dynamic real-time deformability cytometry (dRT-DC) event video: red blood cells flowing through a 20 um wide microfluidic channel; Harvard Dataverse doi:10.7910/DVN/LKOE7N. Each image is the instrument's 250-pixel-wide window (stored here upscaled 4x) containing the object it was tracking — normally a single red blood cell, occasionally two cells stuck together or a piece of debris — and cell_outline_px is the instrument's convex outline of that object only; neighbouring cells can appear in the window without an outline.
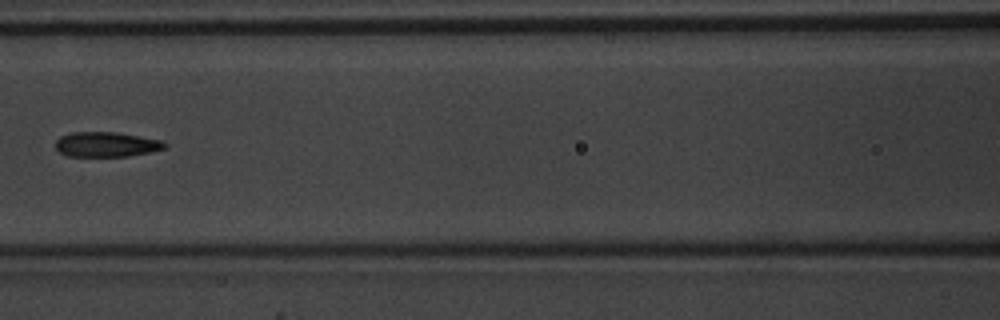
{"species": "common noctule bat (a hibernating species)", "species_latin": "Nyctalus noctula", "temperature_condition": "warm", "stored_images_in_passage": 8, "camera_frame_rate_fps": 3000, "um_per_image_px": 0.085, "animal": {"sex": "male", "body_mass_g": 20.1, "forearm_length_mm": 53.5}, "frame": {"image": 1, "passage_image": 7, "time_ms": 2.0, "image_size_px": [1000, 320], "cell_outline_px": [[168, 148], [152, 152], [128, 156], [68, 156], [60, 152], [56, 148], [56, 140], [60, 136], [72, 132], [116, 132], [164, 140], [168, 144]], "centroid_in_image_um": [9.11, 12.27], "position_along_channel_um": 157.5, "area_um2": 16.07}}
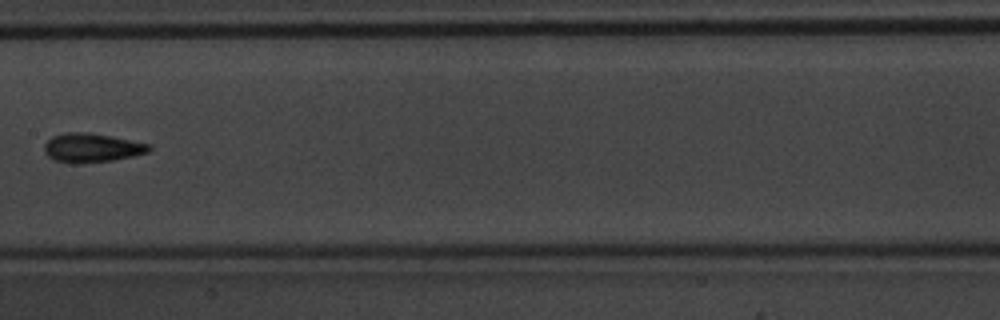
{"frame": {"image": 2, "passage_image": 8, "time_ms": 2.333, "image_size_px": [1000, 320], "cell_outline_px": [[152, 148], [148, 152], [132, 156], [112, 160], [76, 164], [72, 164], [52, 160], [44, 152], [44, 144], [52, 136], [64, 132], [88, 132], [112, 136], [152, 144]], "centroid_in_image_um": [7.78, 12.56], "position_along_channel_um": 199.6, "area_um2": 17.98}}